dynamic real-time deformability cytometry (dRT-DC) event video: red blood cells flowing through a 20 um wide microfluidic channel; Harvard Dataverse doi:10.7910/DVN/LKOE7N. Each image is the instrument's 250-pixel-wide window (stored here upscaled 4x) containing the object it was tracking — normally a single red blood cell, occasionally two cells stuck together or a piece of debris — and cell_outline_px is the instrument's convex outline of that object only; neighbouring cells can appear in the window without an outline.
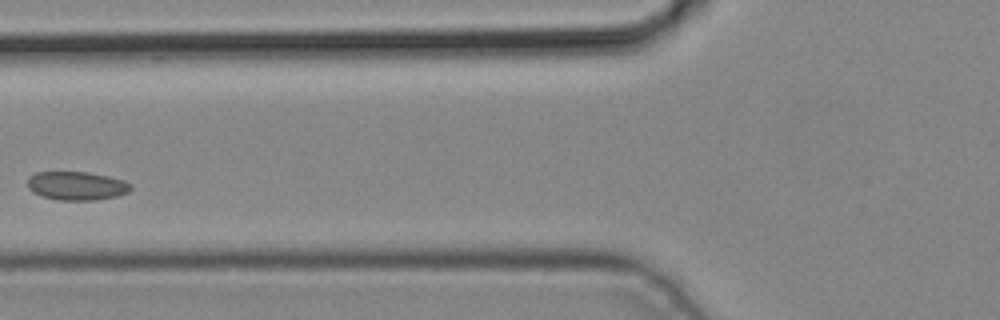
{"species": "common noctule bat (a hibernating species)", "species_latin": "Nyctalus noctula", "temperature_condition": "cold", "stored_images_in_passage": 5, "segment_of_instrument_passage": [1, 2], "camera_frame_rate_fps": 3000, "um_per_image_px": 0.085, "animal": {"sex": "male", "body_mass_g": 19.2, "forearm_length_mm": 51.8}, "frame": {"image": 1, "passage_image": 4, "time_ms": 1.0, "image_size_px": [1000, 320], "cell_outline_px": [[132, 188], [128, 192], [116, 196], [96, 200], [60, 200], [44, 196], [32, 192], [28, 188], [28, 176], [36, 172], [88, 172], [108, 176], [124, 180], [132, 184]], "centroid_in_image_um": [6.53, 15.78], "position_along_channel_um": 119.3, "area_um2": 17.22}}